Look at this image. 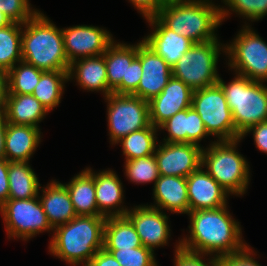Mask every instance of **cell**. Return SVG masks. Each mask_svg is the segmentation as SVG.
Returning <instances> with one entry per match:
<instances>
[{
    "instance_id": "cell-1",
    "label": "cell",
    "mask_w": 267,
    "mask_h": 266,
    "mask_svg": "<svg viewBox=\"0 0 267 266\" xmlns=\"http://www.w3.org/2000/svg\"><path fill=\"white\" fill-rule=\"evenodd\" d=\"M227 205L217 209L190 211V237L179 240L180 248L196 254L216 257L242 251L241 227L227 211Z\"/></svg>"
},
{
    "instance_id": "cell-2",
    "label": "cell",
    "mask_w": 267,
    "mask_h": 266,
    "mask_svg": "<svg viewBox=\"0 0 267 266\" xmlns=\"http://www.w3.org/2000/svg\"><path fill=\"white\" fill-rule=\"evenodd\" d=\"M105 222L103 215L76 216L53 229L55 234L49 251L73 266L83 263L87 266L96 252L104 247Z\"/></svg>"
},
{
    "instance_id": "cell-3",
    "label": "cell",
    "mask_w": 267,
    "mask_h": 266,
    "mask_svg": "<svg viewBox=\"0 0 267 266\" xmlns=\"http://www.w3.org/2000/svg\"><path fill=\"white\" fill-rule=\"evenodd\" d=\"M209 0H186L164 4L157 17L171 30L193 43L218 40L216 28L229 10Z\"/></svg>"
},
{
    "instance_id": "cell-4",
    "label": "cell",
    "mask_w": 267,
    "mask_h": 266,
    "mask_svg": "<svg viewBox=\"0 0 267 266\" xmlns=\"http://www.w3.org/2000/svg\"><path fill=\"white\" fill-rule=\"evenodd\" d=\"M22 61L42 71H68L62 29L38 11L23 24Z\"/></svg>"
},
{
    "instance_id": "cell-5",
    "label": "cell",
    "mask_w": 267,
    "mask_h": 266,
    "mask_svg": "<svg viewBox=\"0 0 267 266\" xmlns=\"http://www.w3.org/2000/svg\"><path fill=\"white\" fill-rule=\"evenodd\" d=\"M224 91L236 132L242 136L250 127L267 121V86L237 74L226 84L217 82Z\"/></svg>"
},
{
    "instance_id": "cell-6",
    "label": "cell",
    "mask_w": 267,
    "mask_h": 266,
    "mask_svg": "<svg viewBox=\"0 0 267 266\" xmlns=\"http://www.w3.org/2000/svg\"><path fill=\"white\" fill-rule=\"evenodd\" d=\"M240 140L214 141L202 150L203 168L228 193L235 195L245 194L250 179L249 165L236 151Z\"/></svg>"
},
{
    "instance_id": "cell-7",
    "label": "cell",
    "mask_w": 267,
    "mask_h": 266,
    "mask_svg": "<svg viewBox=\"0 0 267 266\" xmlns=\"http://www.w3.org/2000/svg\"><path fill=\"white\" fill-rule=\"evenodd\" d=\"M218 40L194 43L172 67V76L180 79L193 91L217 84V61L220 50Z\"/></svg>"
},
{
    "instance_id": "cell-8",
    "label": "cell",
    "mask_w": 267,
    "mask_h": 266,
    "mask_svg": "<svg viewBox=\"0 0 267 266\" xmlns=\"http://www.w3.org/2000/svg\"><path fill=\"white\" fill-rule=\"evenodd\" d=\"M192 107L202 119L208 134L218 137L217 141L241 139L235 130L232 113L224 91L218 83L194 90Z\"/></svg>"
},
{
    "instance_id": "cell-9",
    "label": "cell",
    "mask_w": 267,
    "mask_h": 266,
    "mask_svg": "<svg viewBox=\"0 0 267 266\" xmlns=\"http://www.w3.org/2000/svg\"><path fill=\"white\" fill-rule=\"evenodd\" d=\"M231 44H226L229 66L252 81H267V43L252 28L242 27Z\"/></svg>"
},
{
    "instance_id": "cell-10",
    "label": "cell",
    "mask_w": 267,
    "mask_h": 266,
    "mask_svg": "<svg viewBox=\"0 0 267 266\" xmlns=\"http://www.w3.org/2000/svg\"><path fill=\"white\" fill-rule=\"evenodd\" d=\"M110 141L117 144L126 135L150 125L148 101L131 94L106 97Z\"/></svg>"
},
{
    "instance_id": "cell-11",
    "label": "cell",
    "mask_w": 267,
    "mask_h": 266,
    "mask_svg": "<svg viewBox=\"0 0 267 266\" xmlns=\"http://www.w3.org/2000/svg\"><path fill=\"white\" fill-rule=\"evenodd\" d=\"M0 213L8 237L28 240L40 232L53 230L38 196L29 199H8Z\"/></svg>"
},
{
    "instance_id": "cell-12",
    "label": "cell",
    "mask_w": 267,
    "mask_h": 266,
    "mask_svg": "<svg viewBox=\"0 0 267 266\" xmlns=\"http://www.w3.org/2000/svg\"><path fill=\"white\" fill-rule=\"evenodd\" d=\"M62 35L69 63L81 58L103 55L114 41L107 30L87 25L67 27L62 29Z\"/></svg>"
},
{
    "instance_id": "cell-13",
    "label": "cell",
    "mask_w": 267,
    "mask_h": 266,
    "mask_svg": "<svg viewBox=\"0 0 267 266\" xmlns=\"http://www.w3.org/2000/svg\"><path fill=\"white\" fill-rule=\"evenodd\" d=\"M155 159L162 176L188 177L202 164V147L194 143H168L158 145Z\"/></svg>"
},
{
    "instance_id": "cell-14",
    "label": "cell",
    "mask_w": 267,
    "mask_h": 266,
    "mask_svg": "<svg viewBox=\"0 0 267 266\" xmlns=\"http://www.w3.org/2000/svg\"><path fill=\"white\" fill-rule=\"evenodd\" d=\"M137 58L141 61L142 76L132 95L149 102L163 91L172 77V68L143 40L137 43Z\"/></svg>"
},
{
    "instance_id": "cell-15",
    "label": "cell",
    "mask_w": 267,
    "mask_h": 266,
    "mask_svg": "<svg viewBox=\"0 0 267 266\" xmlns=\"http://www.w3.org/2000/svg\"><path fill=\"white\" fill-rule=\"evenodd\" d=\"M134 225L143 246L154 251L166 245L170 237L168 216L160 209L147 205L135 206L125 215Z\"/></svg>"
},
{
    "instance_id": "cell-16",
    "label": "cell",
    "mask_w": 267,
    "mask_h": 266,
    "mask_svg": "<svg viewBox=\"0 0 267 266\" xmlns=\"http://www.w3.org/2000/svg\"><path fill=\"white\" fill-rule=\"evenodd\" d=\"M192 95L190 87L172 76L163 91L148 102L150 124L158 128L177 112L190 108Z\"/></svg>"
},
{
    "instance_id": "cell-17",
    "label": "cell",
    "mask_w": 267,
    "mask_h": 266,
    "mask_svg": "<svg viewBox=\"0 0 267 266\" xmlns=\"http://www.w3.org/2000/svg\"><path fill=\"white\" fill-rule=\"evenodd\" d=\"M201 165L186 177L189 212L217 209L227 205L229 193Z\"/></svg>"
},
{
    "instance_id": "cell-18",
    "label": "cell",
    "mask_w": 267,
    "mask_h": 266,
    "mask_svg": "<svg viewBox=\"0 0 267 266\" xmlns=\"http://www.w3.org/2000/svg\"><path fill=\"white\" fill-rule=\"evenodd\" d=\"M146 20L155 30L143 41L172 68L194 43L169 29L157 16Z\"/></svg>"
},
{
    "instance_id": "cell-19",
    "label": "cell",
    "mask_w": 267,
    "mask_h": 266,
    "mask_svg": "<svg viewBox=\"0 0 267 266\" xmlns=\"http://www.w3.org/2000/svg\"><path fill=\"white\" fill-rule=\"evenodd\" d=\"M158 129L167 130L168 137L163 142L168 143H194L209 136L205 125L196 110L191 106L177 112L174 116L163 122Z\"/></svg>"
},
{
    "instance_id": "cell-20",
    "label": "cell",
    "mask_w": 267,
    "mask_h": 266,
    "mask_svg": "<svg viewBox=\"0 0 267 266\" xmlns=\"http://www.w3.org/2000/svg\"><path fill=\"white\" fill-rule=\"evenodd\" d=\"M86 169L94 176L98 211L106 218L125 216L128 209L119 206L123 200V187L116 173L112 170H104L95 174L90 168Z\"/></svg>"
},
{
    "instance_id": "cell-21",
    "label": "cell",
    "mask_w": 267,
    "mask_h": 266,
    "mask_svg": "<svg viewBox=\"0 0 267 266\" xmlns=\"http://www.w3.org/2000/svg\"><path fill=\"white\" fill-rule=\"evenodd\" d=\"M40 129L35 126L7 123L4 158L9 162H28L41 142Z\"/></svg>"
},
{
    "instance_id": "cell-22",
    "label": "cell",
    "mask_w": 267,
    "mask_h": 266,
    "mask_svg": "<svg viewBox=\"0 0 267 266\" xmlns=\"http://www.w3.org/2000/svg\"><path fill=\"white\" fill-rule=\"evenodd\" d=\"M155 204L150 207L167 209L171 213H189L187 182L185 177L160 175L153 188ZM157 206V207H156Z\"/></svg>"
},
{
    "instance_id": "cell-23",
    "label": "cell",
    "mask_w": 267,
    "mask_h": 266,
    "mask_svg": "<svg viewBox=\"0 0 267 266\" xmlns=\"http://www.w3.org/2000/svg\"><path fill=\"white\" fill-rule=\"evenodd\" d=\"M42 192L43 195L38 197L53 229L77 216L64 184L53 180L46 188H42Z\"/></svg>"
},
{
    "instance_id": "cell-24",
    "label": "cell",
    "mask_w": 267,
    "mask_h": 266,
    "mask_svg": "<svg viewBox=\"0 0 267 266\" xmlns=\"http://www.w3.org/2000/svg\"><path fill=\"white\" fill-rule=\"evenodd\" d=\"M75 76L78 84L85 90L102 91L107 97L113 91L108 87L104 54L81 58L69 65L68 79Z\"/></svg>"
},
{
    "instance_id": "cell-25",
    "label": "cell",
    "mask_w": 267,
    "mask_h": 266,
    "mask_svg": "<svg viewBox=\"0 0 267 266\" xmlns=\"http://www.w3.org/2000/svg\"><path fill=\"white\" fill-rule=\"evenodd\" d=\"M3 113L8 123L39 128L48 111L32 94H7Z\"/></svg>"
},
{
    "instance_id": "cell-26",
    "label": "cell",
    "mask_w": 267,
    "mask_h": 266,
    "mask_svg": "<svg viewBox=\"0 0 267 266\" xmlns=\"http://www.w3.org/2000/svg\"><path fill=\"white\" fill-rule=\"evenodd\" d=\"M70 195L77 216L102 215L97 208L94 176L85 169L64 184Z\"/></svg>"
},
{
    "instance_id": "cell-27",
    "label": "cell",
    "mask_w": 267,
    "mask_h": 266,
    "mask_svg": "<svg viewBox=\"0 0 267 266\" xmlns=\"http://www.w3.org/2000/svg\"><path fill=\"white\" fill-rule=\"evenodd\" d=\"M113 41L104 52L108 87L113 91L127 81L128 66L137 57V44L127 45Z\"/></svg>"
},
{
    "instance_id": "cell-28",
    "label": "cell",
    "mask_w": 267,
    "mask_h": 266,
    "mask_svg": "<svg viewBox=\"0 0 267 266\" xmlns=\"http://www.w3.org/2000/svg\"><path fill=\"white\" fill-rule=\"evenodd\" d=\"M143 246L132 222L126 216L107 217L104 249L126 250Z\"/></svg>"
},
{
    "instance_id": "cell-29",
    "label": "cell",
    "mask_w": 267,
    "mask_h": 266,
    "mask_svg": "<svg viewBox=\"0 0 267 266\" xmlns=\"http://www.w3.org/2000/svg\"><path fill=\"white\" fill-rule=\"evenodd\" d=\"M29 162H9L8 199H29L39 195L40 183L38 177L28 164Z\"/></svg>"
},
{
    "instance_id": "cell-30",
    "label": "cell",
    "mask_w": 267,
    "mask_h": 266,
    "mask_svg": "<svg viewBox=\"0 0 267 266\" xmlns=\"http://www.w3.org/2000/svg\"><path fill=\"white\" fill-rule=\"evenodd\" d=\"M67 80L68 71H44L32 95L49 112L59 105Z\"/></svg>"
},
{
    "instance_id": "cell-31",
    "label": "cell",
    "mask_w": 267,
    "mask_h": 266,
    "mask_svg": "<svg viewBox=\"0 0 267 266\" xmlns=\"http://www.w3.org/2000/svg\"><path fill=\"white\" fill-rule=\"evenodd\" d=\"M158 128L150 124L148 127L134 131L117 143H121L126 161L150 156L156 151V133Z\"/></svg>"
},
{
    "instance_id": "cell-32",
    "label": "cell",
    "mask_w": 267,
    "mask_h": 266,
    "mask_svg": "<svg viewBox=\"0 0 267 266\" xmlns=\"http://www.w3.org/2000/svg\"><path fill=\"white\" fill-rule=\"evenodd\" d=\"M23 24L13 22L0 28V69L8 72L22 61V30Z\"/></svg>"
},
{
    "instance_id": "cell-33",
    "label": "cell",
    "mask_w": 267,
    "mask_h": 266,
    "mask_svg": "<svg viewBox=\"0 0 267 266\" xmlns=\"http://www.w3.org/2000/svg\"><path fill=\"white\" fill-rule=\"evenodd\" d=\"M19 64L7 72V94H32L44 71L24 61Z\"/></svg>"
},
{
    "instance_id": "cell-34",
    "label": "cell",
    "mask_w": 267,
    "mask_h": 266,
    "mask_svg": "<svg viewBox=\"0 0 267 266\" xmlns=\"http://www.w3.org/2000/svg\"><path fill=\"white\" fill-rule=\"evenodd\" d=\"M125 173L133 183L155 182L160 176L155 154L125 162Z\"/></svg>"
},
{
    "instance_id": "cell-35",
    "label": "cell",
    "mask_w": 267,
    "mask_h": 266,
    "mask_svg": "<svg viewBox=\"0 0 267 266\" xmlns=\"http://www.w3.org/2000/svg\"><path fill=\"white\" fill-rule=\"evenodd\" d=\"M106 250L112 253L121 266H157L154 251L145 246L126 250Z\"/></svg>"
},
{
    "instance_id": "cell-36",
    "label": "cell",
    "mask_w": 267,
    "mask_h": 266,
    "mask_svg": "<svg viewBox=\"0 0 267 266\" xmlns=\"http://www.w3.org/2000/svg\"><path fill=\"white\" fill-rule=\"evenodd\" d=\"M229 10L249 20H259L267 14V0H223Z\"/></svg>"
},
{
    "instance_id": "cell-37",
    "label": "cell",
    "mask_w": 267,
    "mask_h": 266,
    "mask_svg": "<svg viewBox=\"0 0 267 266\" xmlns=\"http://www.w3.org/2000/svg\"><path fill=\"white\" fill-rule=\"evenodd\" d=\"M0 10L12 22L24 24L30 20L38 10L30 8L29 0H0Z\"/></svg>"
},
{
    "instance_id": "cell-38",
    "label": "cell",
    "mask_w": 267,
    "mask_h": 266,
    "mask_svg": "<svg viewBox=\"0 0 267 266\" xmlns=\"http://www.w3.org/2000/svg\"><path fill=\"white\" fill-rule=\"evenodd\" d=\"M142 76L141 61L136 57L128 66L127 81H122L114 90L116 94H133L140 83Z\"/></svg>"
},
{
    "instance_id": "cell-39",
    "label": "cell",
    "mask_w": 267,
    "mask_h": 266,
    "mask_svg": "<svg viewBox=\"0 0 267 266\" xmlns=\"http://www.w3.org/2000/svg\"><path fill=\"white\" fill-rule=\"evenodd\" d=\"M203 256L205 255L185 251L180 248V244H177L176 250H175L174 265L175 266H218V257L214 255V257H211L212 259L209 260L208 262L209 264H207L205 263V260L204 261L202 260Z\"/></svg>"
},
{
    "instance_id": "cell-40",
    "label": "cell",
    "mask_w": 267,
    "mask_h": 266,
    "mask_svg": "<svg viewBox=\"0 0 267 266\" xmlns=\"http://www.w3.org/2000/svg\"><path fill=\"white\" fill-rule=\"evenodd\" d=\"M253 250L247 245L242 251L218 257V266H261L251 256Z\"/></svg>"
},
{
    "instance_id": "cell-41",
    "label": "cell",
    "mask_w": 267,
    "mask_h": 266,
    "mask_svg": "<svg viewBox=\"0 0 267 266\" xmlns=\"http://www.w3.org/2000/svg\"><path fill=\"white\" fill-rule=\"evenodd\" d=\"M146 19L155 17L163 4L159 0H129Z\"/></svg>"
},
{
    "instance_id": "cell-42",
    "label": "cell",
    "mask_w": 267,
    "mask_h": 266,
    "mask_svg": "<svg viewBox=\"0 0 267 266\" xmlns=\"http://www.w3.org/2000/svg\"><path fill=\"white\" fill-rule=\"evenodd\" d=\"M253 131V132H252ZM252 132L254 137V142L256 144V147L262 151L267 153V121L258 123L257 125H254L250 127L242 136L241 139L247 133Z\"/></svg>"
},
{
    "instance_id": "cell-43",
    "label": "cell",
    "mask_w": 267,
    "mask_h": 266,
    "mask_svg": "<svg viewBox=\"0 0 267 266\" xmlns=\"http://www.w3.org/2000/svg\"><path fill=\"white\" fill-rule=\"evenodd\" d=\"M8 167H9V161L6 158H1L0 159V207L9 198Z\"/></svg>"
},
{
    "instance_id": "cell-44",
    "label": "cell",
    "mask_w": 267,
    "mask_h": 266,
    "mask_svg": "<svg viewBox=\"0 0 267 266\" xmlns=\"http://www.w3.org/2000/svg\"><path fill=\"white\" fill-rule=\"evenodd\" d=\"M87 266H121L111 252L102 248L92 257Z\"/></svg>"
},
{
    "instance_id": "cell-45",
    "label": "cell",
    "mask_w": 267,
    "mask_h": 266,
    "mask_svg": "<svg viewBox=\"0 0 267 266\" xmlns=\"http://www.w3.org/2000/svg\"><path fill=\"white\" fill-rule=\"evenodd\" d=\"M8 93L7 72L0 69V112H4Z\"/></svg>"
},
{
    "instance_id": "cell-46",
    "label": "cell",
    "mask_w": 267,
    "mask_h": 266,
    "mask_svg": "<svg viewBox=\"0 0 267 266\" xmlns=\"http://www.w3.org/2000/svg\"><path fill=\"white\" fill-rule=\"evenodd\" d=\"M7 123L5 114L0 112V159L4 158V141Z\"/></svg>"
},
{
    "instance_id": "cell-47",
    "label": "cell",
    "mask_w": 267,
    "mask_h": 266,
    "mask_svg": "<svg viewBox=\"0 0 267 266\" xmlns=\"http://www.w3.org/2000/svg\"><path fill=\"white\" fill-rule=\"evenodd\" d=\"M12 23L13 22L10 20V18L0 10V28L9 26Z\"/></svg>"
},
{
    "instance_id": "cell-48",
    "label": "cell",
    "mask_w": 267,
    "mask_h": 266,
    "mask_svg": "<svg viewBox=\"0 0 267 266\" xmlns=\"http://www.w3.org/2000/svg\"><path fill=\"white\" fill-rule=\"evenodd\" d=\"M163 5L168 3H174V2H182L186 0H159Z\"/></svg>"
}]
</instances>
